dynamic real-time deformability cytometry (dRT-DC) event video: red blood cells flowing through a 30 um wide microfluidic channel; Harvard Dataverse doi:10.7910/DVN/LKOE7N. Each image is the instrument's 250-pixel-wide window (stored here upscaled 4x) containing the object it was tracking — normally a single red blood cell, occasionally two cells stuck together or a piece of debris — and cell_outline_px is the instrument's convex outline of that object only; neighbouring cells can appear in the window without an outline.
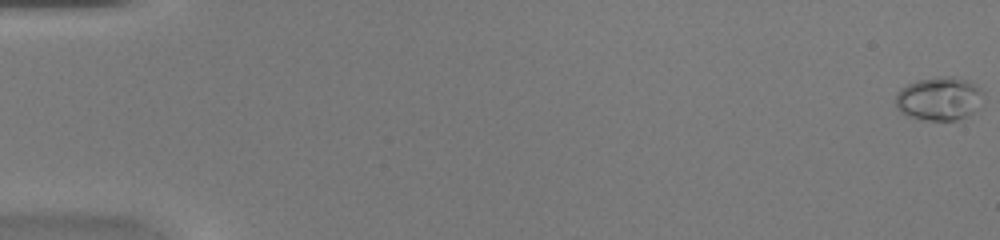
{"species": "common noctule bat (a hibernating species)", "species_latin": "Nyctalus noctula", "temperature_condition": "warm", "stored_images_in_passage": 50, "camera_frame_rate_fps": 3000, "um_per_image_px": 0.085, "animal": {"sex": "female", "body_mass_g": 20.0, "forearm_length_mm": 54.0}, "frame": {"image": 1, "passage_image": 1, "time_ms": 0.0, "image_size_px": [1000, 240], "cell_outline_px": [[984, 92], [972, 112], [968, 116], [956, 120], [920, 120], [908, 116], [900, 112], [896, 108], [896, 92], [900, 88], [916, 80], [940, 76], [952, 76], [968, 80], [984, 88]], "centroid_in_image_um": [79.8, 8.37], "position_along_channel_um": 5.2, "area_um2": 22.43}}
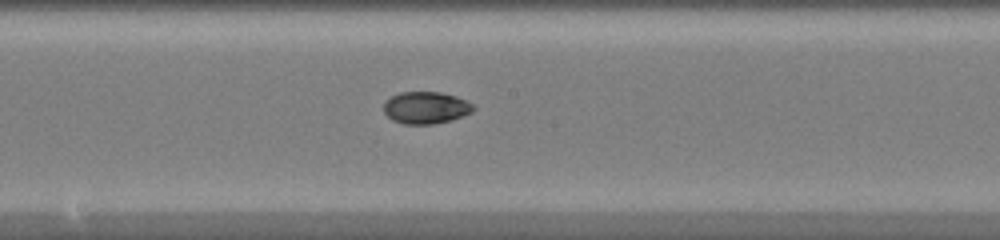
{"frame": {"image": 2, "passage_image": 28, "time_ms": 9.0, "image_size_px": [1000, 240], "cell_outline_px": [[476, 108], [472, 112], [464, 116], [452, 120], [432, 124], [404, 124], [392, 120], [384, 112], [384, 100], [400, 92], [440, 92], [456, 96], [472, 104]], "centroid_in_image_um": [36.2, 9.16], "position_along_channel_um": 212.0, "area_um2": 16.82}}
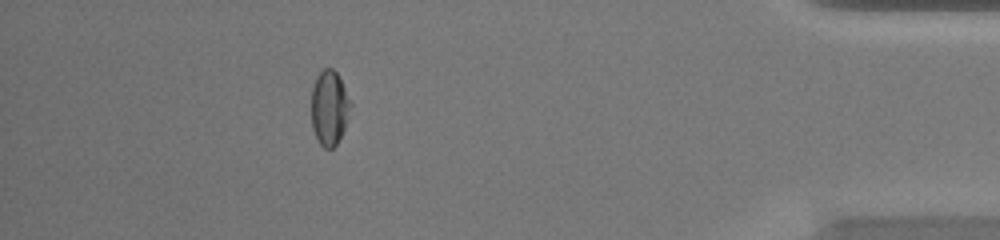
{"frame": {"image": 3, "passage_image": 45, "time_ms": 14.667, "image_size_px": [1000, 240], "cell_outline_px": [[352, 104], [344, 128], [336, 144], [332, 148], [324, 148], [320, 144], [312, 128], [312, 84], [316, 76], [324, 68], [332, 68], [336, 72]], "centroid_in_image_um": [27.98, 9.15], "position_along_channel_um": 407.2, "area_um2": 16.82}, "authors_computed_cell_mechanics": {"area_um2": 17.4267, "velocity_mm_per_s": 4.2834, "shape_relaxation_time_tau1_ms": 5.4945, "shape_relaxation_time_tau2_ms": 3.2483, "deformation_change_tau1": 0.1653, "deformation_change_tau2": 0.0497}}